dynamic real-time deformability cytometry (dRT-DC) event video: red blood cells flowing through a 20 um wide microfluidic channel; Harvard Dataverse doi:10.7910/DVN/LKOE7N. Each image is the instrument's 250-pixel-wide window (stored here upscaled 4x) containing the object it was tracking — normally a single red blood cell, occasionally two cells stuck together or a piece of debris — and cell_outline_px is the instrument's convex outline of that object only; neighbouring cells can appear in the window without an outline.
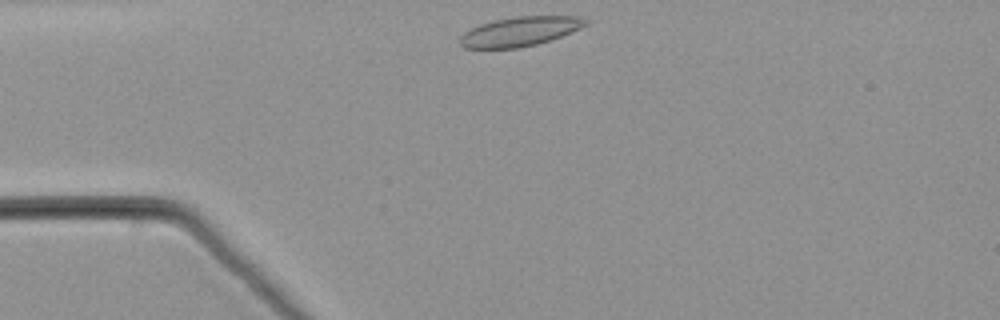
{"species": "common noctule bat (a hibernating species)", "species_latin": "Nyctalus noctula", "temperature_condition": "warm", "stored_images_in_passage": 41, "camera_frame_rate_fps": 3000, "um_per_image_px": 0.085, "animal": {"sex": "male", "body_mass_g": 21.5, "forearm_length_mm": 52.0}, "frame": {"image": 1, "passage_image": 1, "time_ms": 0.0, "image_size_px": [1000, 320], "cell_outline_px": [[588, 24], [580, 28], [560, 36], [536, 44], [520, 48], [464, 48], [460, 44], [460, 36], [464, 32], [480, 24], [492, 20], [516, 16], [580, 16], [588, 20]], "centroid_in_image_um": [44.18, 2.66], "position_along_channel_um": 40.8, "area_um2": 21.44}}
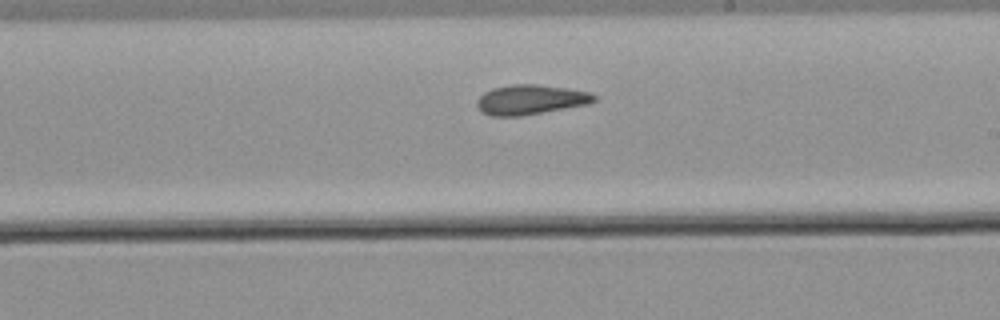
{"frame": {"image": 2, "passage_image": 19, "time_ms": 6.0, "image_size_px": [1000, 320], "cell_outline_px": [[596, 100], [588, 104], [520, 116], [492, 116], [484, 112], [476, 104], [476, 100], [484, 92], [492, 88], [512, 84], [536, 84], [568, 88], [588, 92], [596, 96]], "centroid_in_image_um": [45.08, 8.46], "position_along_channel_um": 243.9, "area_um2": 20.17}}
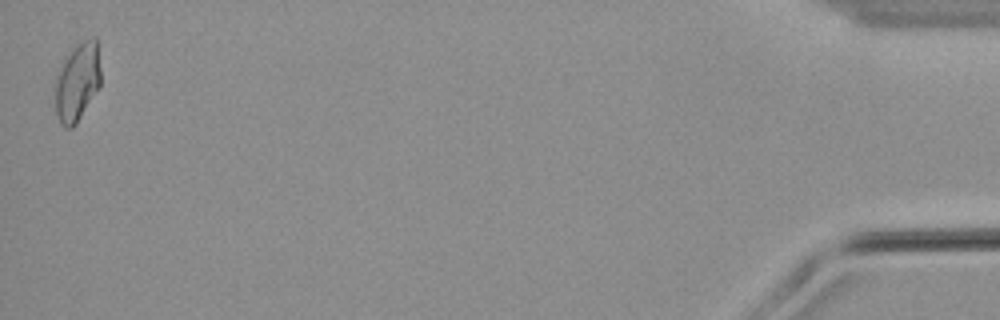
{"frame": {"image": 3, "passage_image": 41, "time_ms": 13.333, "image_size_px": [1000, 320], "cell_outline_px": [[100, 88], [76, 124], [72, 128], [64, 128], [60, 124], [56, 116], [56, 80], [68, 56], [84, 40], [96, 36], [100, 68]], "centroid_in_image_um": [6.61, 7.06], "position_along_channel_um": 428.6, "area_um2": 20.29}}